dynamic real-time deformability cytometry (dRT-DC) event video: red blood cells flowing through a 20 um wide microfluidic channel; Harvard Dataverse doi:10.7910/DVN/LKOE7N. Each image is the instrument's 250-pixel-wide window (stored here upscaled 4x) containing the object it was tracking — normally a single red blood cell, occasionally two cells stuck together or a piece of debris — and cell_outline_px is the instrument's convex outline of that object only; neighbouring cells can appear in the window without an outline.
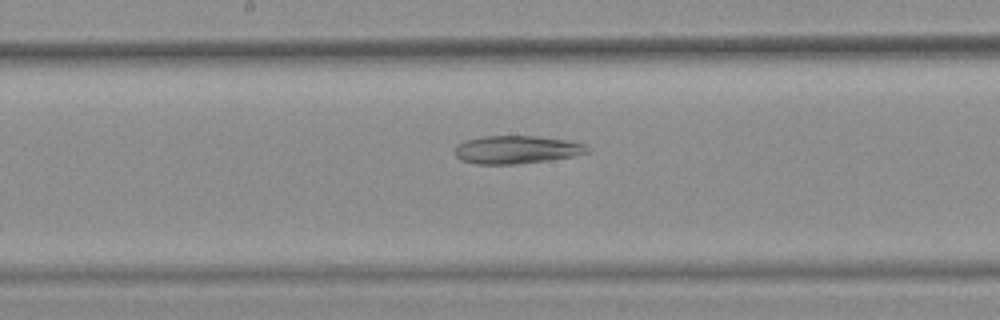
{"species": "common noctule bat (a hibernating species)", "species_latin": "Nyctalus noctula", "temperature_condition": "warm", "stored_images_in_passage": 48, "segment_of_instrument_passage": [2, 2], "camera_frame_rate_fps": 3000, "um_per_image_px": 0.085, "animal": {"sex": "female", "body_mass_g": 25.1}, "frame": {"image": 1, "passage_image": 27, "time_ms": 8.667, "image_size_px": [1000, 320], "cell_outline_px": [[592, 152], [572, 156], [548, 160], [520, 164], [476, 164], [460, 160], [456, 156], [456, 144], [464, 140], [484, 136], [536, 136], [564, 140], [584, 144], [592, 148]], "centroid_in_image_um": [43.91, 12.72], "position_along_channel_um": 204.3, "area_um2": 21.73}}
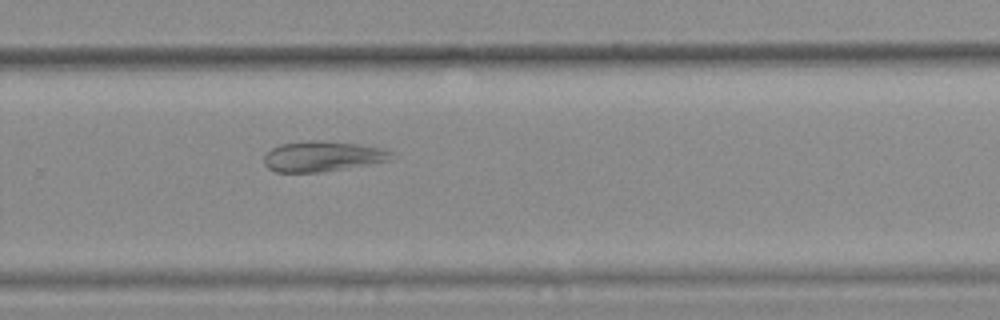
{"frame": {"image": 2, "passage_image": 35, "time_ms": 11.333, "image_size_px": [1000, 320], "cell_outline_px": [[392, 160], [320, 172], [276, 172], [268, 168], [264, 164], [264, 156], [272, 148], [280, 144], [308, 140], [320, 140], [356, 144], [380, 148], [392, 152]], "centroid_in_image_um": [27.37, 13.28], "position_along_channel_um": 302.4, "area_um2": 22.31}}
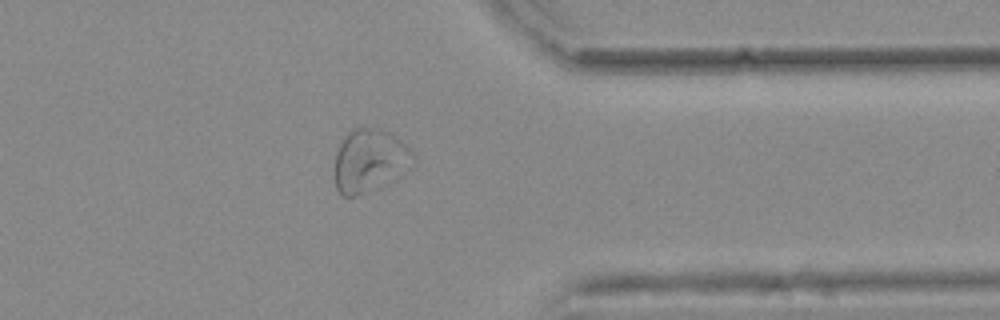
{"frame": {"image": 3, "passage_image": 42, "time_ms": 13.667, "image_size_px": [1000, 320], "cell_outline_px": [[412, 152], [364, 192], [356, 196], [344, 196], [336, 188], [336, 152], [344, 136], [352, 128], [376, 128], [388, 132], [396, 136]], "centroid_in_image_um": [31.15, 13.51], "position_along_channel_um": 380.3, "area_um2": 25.14}}